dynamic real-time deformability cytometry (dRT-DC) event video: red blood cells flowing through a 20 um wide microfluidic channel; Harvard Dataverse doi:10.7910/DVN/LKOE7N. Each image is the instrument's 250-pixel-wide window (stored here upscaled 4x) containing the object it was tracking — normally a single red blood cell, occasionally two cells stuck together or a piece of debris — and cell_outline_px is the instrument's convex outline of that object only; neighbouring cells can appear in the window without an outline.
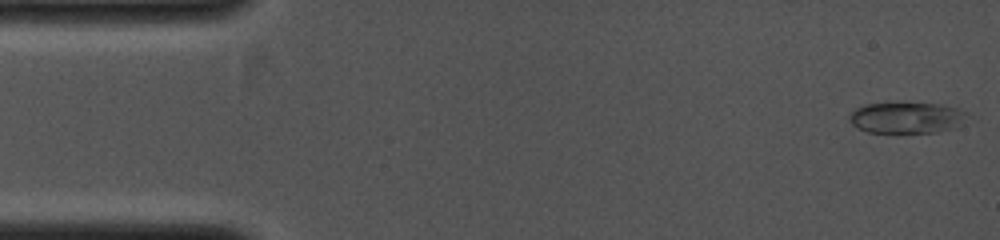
{"species": "common noctule bat (a hibernating species)", "species_latin": "Nyctalus noctula", "temperature_condition": "cold", "stored_images_in_passage": 41, "camera_frame_rate_fps": 4000, "um_per_image_px": 0.085, "animal": {"sex": "female", "body_mass_g": 19.0, "forearm_length_mm": 53.3}, "frame": {"image": 1, "passage_image": 1, "time_ms": 0.0, "image_size_px": [1000, 240], "cell_outline_px": [[968, 116], [956, 128], [936, 132], [868, 132], [856, 128], [848, 120], [848, 116], [856, 108], [864, 104], [940, 104], [956, 108], [968, 112]], "centroid_in_image_um": [77.05, 10.02], "position_along_channel_um": 7.9, "area_um2": 21.15}}
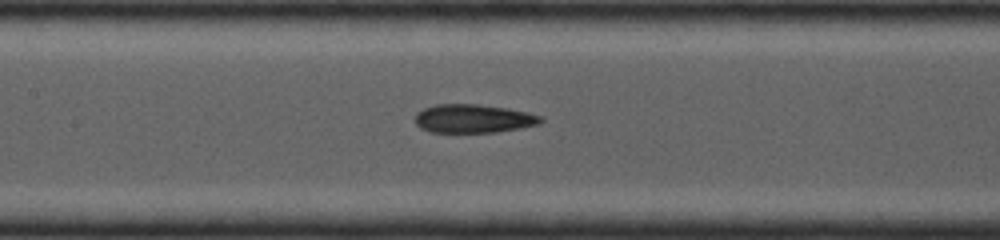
{"frame": {"image": 2, "passage_image": 19, "time_ms": 4.5, "image_size_px": [1000, 240], "cell_outline_px": [[544, 120], [540, 124], [520, 128], [496, 132], [432, 132], [420, 128], [416, 124], [416, 112], [424, 108], [436, 104], [480, 104], [508, 108], [528, 112], [544, 116]], "centroid_in_image_um": [40.28, 10.07], "position_along_channel_um": 167.1, "area_um2": 21.1}}
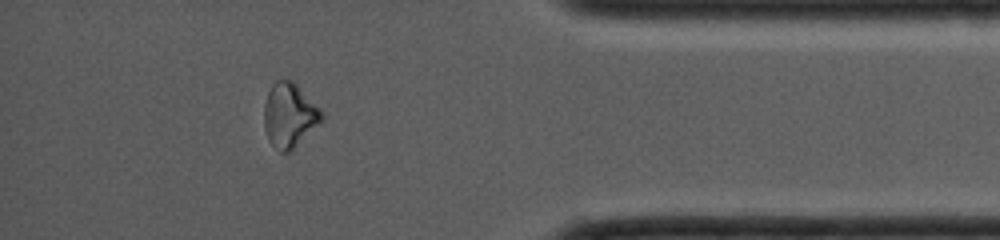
{"frame": {"image": 3, "passage_image": 36, "time_ms": 8.75, "image_size_px": [1000, 240], "cell_outline_px": [[324, 116], [292, 152], [280, 152], [268, 140], [264, 128], [264, 104], [268, 92], [272, 84], [276, 80], [292, 80], [320, 108]], "centroid_in_image_um": [24.57, 9.81], "position_along_channel_um": 410.6, "area_um2": 21.44}}